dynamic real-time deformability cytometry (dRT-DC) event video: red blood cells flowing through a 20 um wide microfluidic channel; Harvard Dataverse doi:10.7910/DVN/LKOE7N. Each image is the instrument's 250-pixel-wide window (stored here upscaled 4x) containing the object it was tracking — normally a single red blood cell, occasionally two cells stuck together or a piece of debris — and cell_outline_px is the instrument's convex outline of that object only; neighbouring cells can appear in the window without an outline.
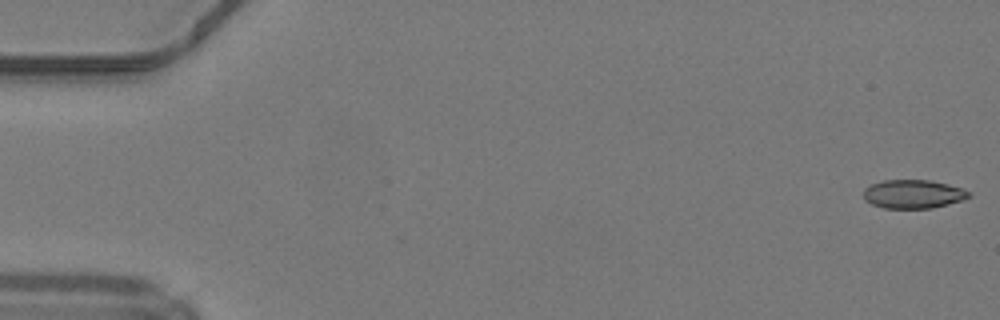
{"species": "common noctule bat (a hibernating species)", "species_latin": "Nyctalus noctula", "temperature_condition": "warm", "stored_images_in_passage": 16, "camera_frame_rate_fps": 3000, "um_per_image_px": 0.085, "animal": {"sex": "male", "body_mass_g": 19.2, "forearm_length_mm": 51.8}, "frame": {"image": 1, "passage_image": 1, "time_ms": 0.0, "image_size_px": [1000, 320], "cell_outline_px": [[972, 196], [964, 200], [932, 208], [884, 208], [872, 204], [864, 200], [864, 188], [872, 184], [884, 180], [928, 180], [948, 184], [964, 188]], "centroid_in_image_um": [77.64, 16.49], "position_along_channel_um": 7.4, "area_um2": 17.63}}
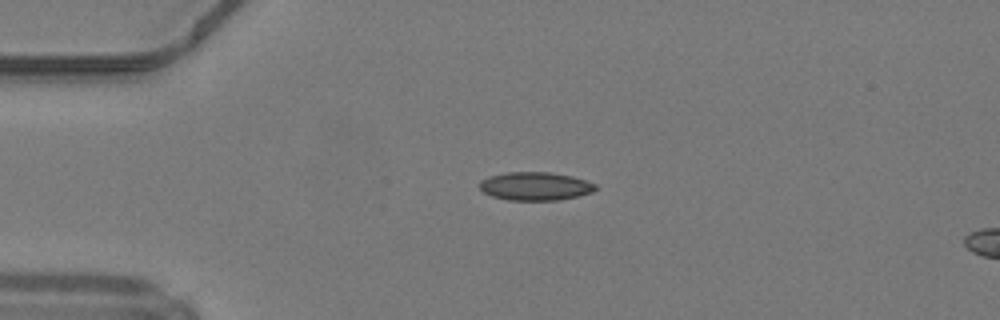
{"frame": {"image": 2, "passage_image": 12, "time_ms": 3.667, "image_size_px": [1000, 320], "cell_outline_px": [[600, 188], [592, 192], [580, 196], [560, 200], [508, 200], [492, 196], [484, 192], [480, 188], [480, 180], [488, 176], [508, 172], [548, 172], [572, 176], [596, 184]], "centroid_in_image_um": [45.53, 15.83], "position_along_channel_um": 39.5, "area_um2": 19.25}}